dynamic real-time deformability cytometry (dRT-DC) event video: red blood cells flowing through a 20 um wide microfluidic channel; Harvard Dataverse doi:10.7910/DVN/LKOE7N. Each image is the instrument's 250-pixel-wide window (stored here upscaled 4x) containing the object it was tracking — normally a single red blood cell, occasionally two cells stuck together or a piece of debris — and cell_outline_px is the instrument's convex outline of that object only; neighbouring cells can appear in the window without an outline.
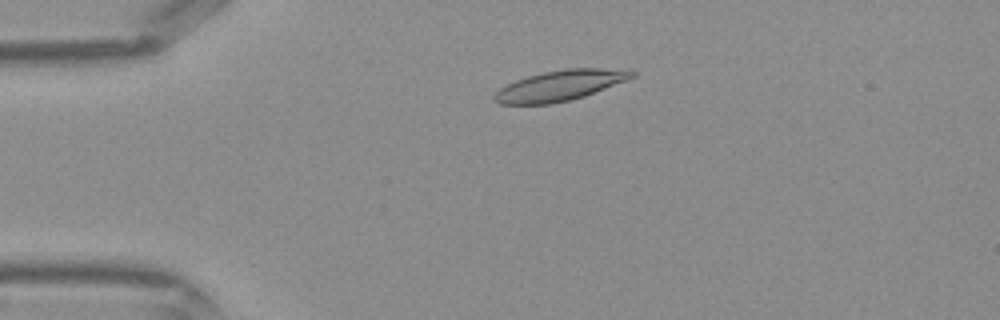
{"species": "Egyptian fruit bat (a non-hibernating species)", "species_latin": "Rousettus aegyptiacus", "temperature_condition": "warm", "stored_images_in_passage": 35, "camera_frame_rate_fps": 3000, "um_per_image_px": 0.085, "frame": {"image": 1, "passage_image": 2, "time_ms": 0.333, "image_size_px": [1000, 320], "cell_outline_px": [[636, 76], [628, 80], [584, 96], [572, 100], [552, 104], [500, 104], [492, 100], [492, 96], [500, 88], [516, 80], [528, 76], [544, 72], [568, 68], [628, 68], [636, 72]], "centroid_in_image_um": [47.66, 7.26], "position_along_channel_um": 37.3, "area_um2": 24.68}}
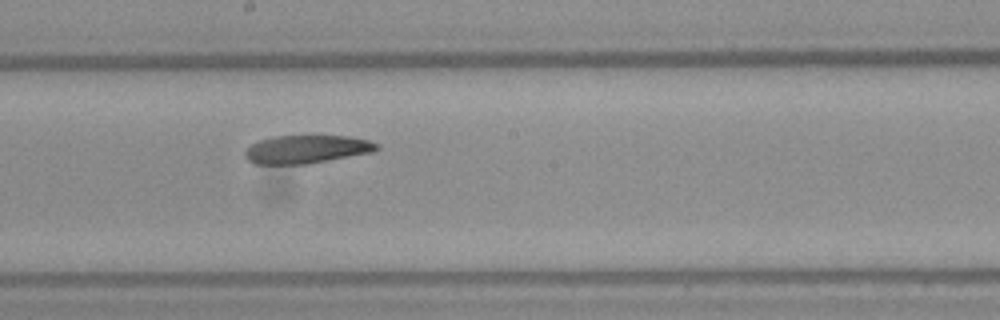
{"frame": {"image": 2, "passage_image": 16, "time_ms": 5.0, "image_size_px": [1000, 320], "cell_outline_px": [[380, 148], [372, 152], [304, 164], [256, 164], [248, 160], [244, 156], [244, 152], [252, 144], [260, 140], [272, 136], [348, 136], [368, 140], [380, 144]], "centroid_in_image_um": [26.05, 12.68], "position_along_channel_um": 222.1, "area_um2": 21.44}}
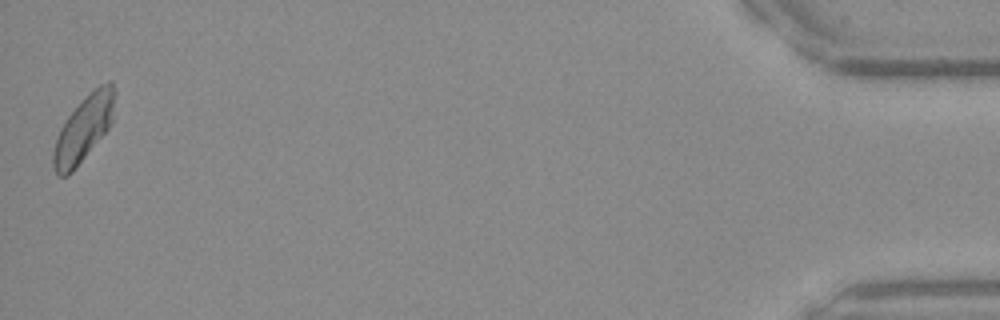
{"frame": {"image": 3, "passage_image": 35, "time_ms": 11.333, "image_size_px": [1000, 320], "cell_outline_px": [[112, 120], [108, 128], [72, 172], [68, 176], [56, 176], [52, 164], [52, 152], [60, 128], [64, 120], [100, 84], [108, 80], [112, 80]], "centroid_in_image_um": [7.04, 11.02], "position_along_channel_um": 428.2, "area_um2": 22.54}}